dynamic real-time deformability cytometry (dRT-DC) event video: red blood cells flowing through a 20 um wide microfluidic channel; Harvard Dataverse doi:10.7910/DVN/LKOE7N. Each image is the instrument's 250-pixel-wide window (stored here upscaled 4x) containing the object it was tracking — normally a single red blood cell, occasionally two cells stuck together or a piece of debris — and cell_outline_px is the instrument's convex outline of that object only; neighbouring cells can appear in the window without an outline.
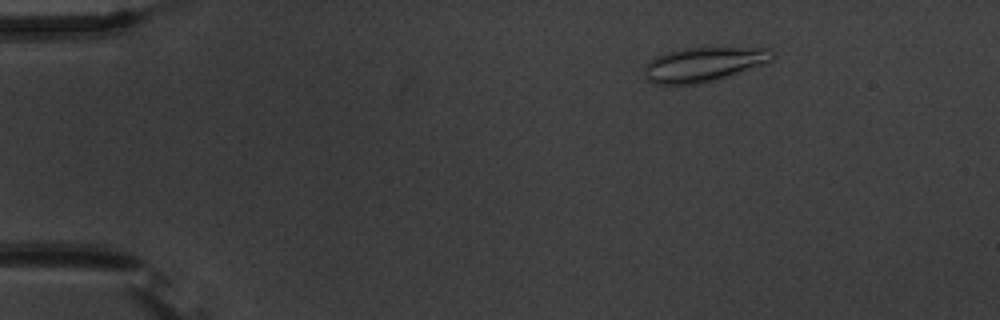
{"species": "common noctule bat (a hibernating species)", "species_latin": "Nyctalus noctula", "temperature_condition": "warm", "stored_images_in_passage": 56, "camera_frame_rate_fps": 3000, "um_per_image_px": 0.085, "animal": {"sex": "male", "body_mass_g": 20.1, "forearm_length_mm": 53.5}, "frame": {"image": 1, "passage_image": 9, "time_ms": 2.667, "image_size_px": [1000, 320], "cell_outline_px": [[776, 52], [772, 60], [768, 64], [696, 84], [652, 84], [648, 80], [644, 72], [644, 64], [656, 56], [664, 52], [684, 48], [772, 48]], "centroid_in_image_um": [59.82, 5.45], "position_along_channel_um": 25.2, "area_um2": 25.66}}
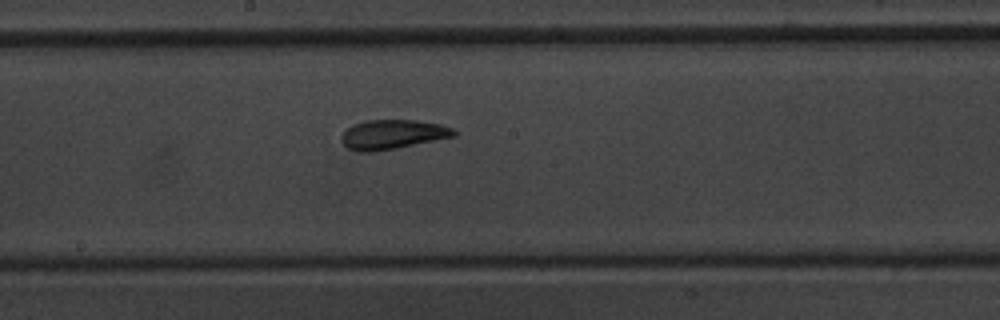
{"frame": {"image": 2, "passage_image": 31, "time_ms": 10.0, "image_size_px": [1000, 320], "cell_outline_px": [[456, 136], [396, 148], [372, 152], [356, 152], [348, 148], [340, 140], [340, 136], [352, 124], [364, 120], [416, 120], [440, 124], [452, 128], [456, 132]], "centroid_in_image_um": [33.33, 11.43], "position_along_channel_um": 214.9, "area_um2": 19.36}}
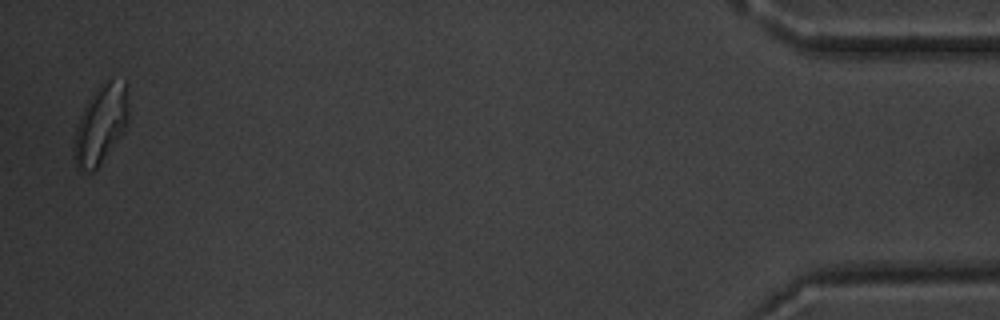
{"frame": {"image": 3, "passage_image": 55, "time_ms": 18.0, "image_size_px": [1000, 320], "cell_outline_px": [[128, 124], [124, 132], [96, 168], [92, 172], [80, 172], [72, 156], [72, 148], [76, 128], [80, 116], [88, 100], [100, 84], [108, 76], [112, 76], [124, 80], [128, 84]], "centroid_in_image_um": [8.58, 10.52], "position_along_channel_um": 426.6, "area_um2": 25.66}, "authors_computed_cell_mechanics": {"area_um2": 20.2011, "velocity_mm_per_s": 3.6691, "shape_relaxation_time_tau1_ms": 5.9526, "shape_relaxation_time_tau2_ms": 1.9875, "deformation_change_tau1": 0.1588, "deformation_change_tau2": 0.0969}}